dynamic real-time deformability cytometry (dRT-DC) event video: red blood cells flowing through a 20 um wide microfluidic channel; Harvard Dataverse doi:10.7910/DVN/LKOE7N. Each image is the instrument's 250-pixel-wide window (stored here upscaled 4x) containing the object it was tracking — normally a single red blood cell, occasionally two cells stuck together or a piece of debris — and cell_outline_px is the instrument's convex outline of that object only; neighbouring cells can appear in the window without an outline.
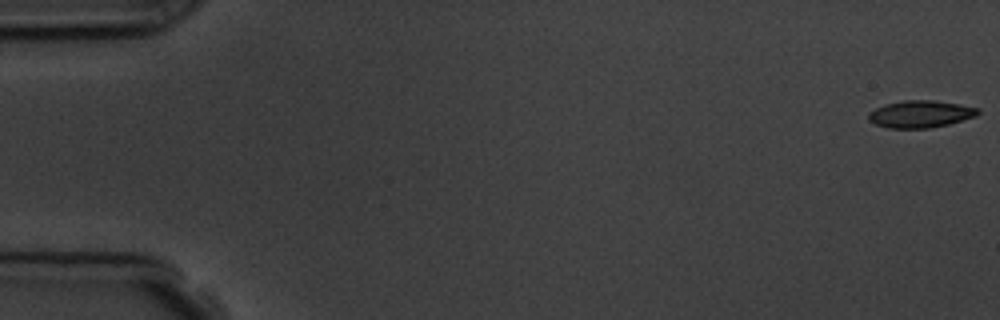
{"species": "common noctule bat (a hibernating species)", "species_latin": "Nyctalus noctula", "temperature_condition": "room temperature", "stored_images_in_passage": 9, "camera_frame_rate_fps": 3000, "um_per_image_px": 0.085, "animal": {"sex": "male", "body_mass_g": 19.5, "forearm_length_mm": 54.6}, "frame": {"image": 1, "passage_image": 1, "time_ms": 0.0, "image_size_px": [1000, 320], "cell_outline_px": [[980, 112], [976, 116], [948, 124], [928, 128], [888, 128], [876, 124], [868, 120], [868, 112], [884, 104], [904, 100], [932, 100], [960, 104], [980, 108]], "centroid_in_image_um": [78.23, 9.69], "position_along_channel_um": 6.8, "area_um2": 17.34}}
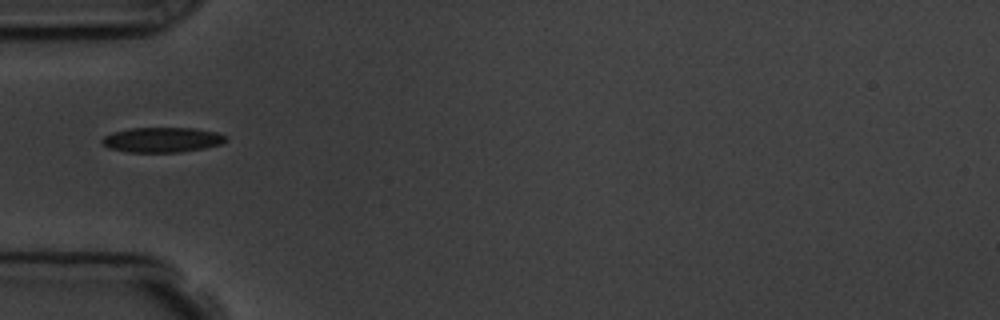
{"frame": {"image": 2, "passage_image": 6, "time_ms": 5.667, "image_size_px": [1000, 320], "cell_outline_px": [[228, 140], [220, 144], [204, 148], [180, 152], [128, 152], [108, 148], [100, 144], [100, 140], [104, 136], [112, 132], [128, 128], [196, 128], [216, 132], [228, 136]], "centroid_in_image_um": [13.75, 11.88], "position_along_channel_um": 71.2, "area_um2": 18.26}}